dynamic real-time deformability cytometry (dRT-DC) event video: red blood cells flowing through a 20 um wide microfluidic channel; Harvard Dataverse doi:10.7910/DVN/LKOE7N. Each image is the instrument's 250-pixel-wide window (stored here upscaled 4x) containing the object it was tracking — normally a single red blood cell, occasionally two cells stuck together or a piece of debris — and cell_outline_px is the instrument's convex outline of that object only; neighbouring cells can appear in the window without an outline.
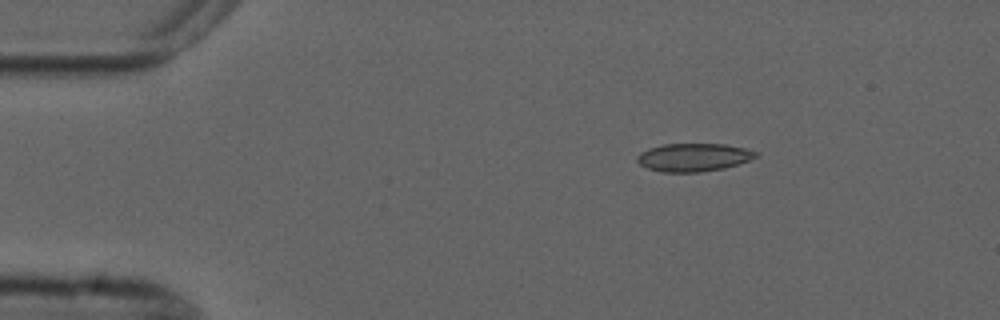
{"species": "common noctule bat (a hibernating species)", "species_latin": "Nyctalus noctula", "temperature_condition": "cold", "stored_images_in_passage": 3, "camera_frame_rate_fps": 3000, "um_per_image_px": 0.085, "animal": {"sex": "male", "forearm_length_mm": 52.5}, "frame": {"image": 1, "passage_image": 1, "time_ms": 0.0, "image_size_px": [1000, 320], "cell_outline_px": [[760, 156], [724, 168], [700, 172], [660, 172], [648, 168], [640, 164], [636, 160], [636, 156], [640, 152], [648, 148], [660, 144], [724, 144], [744, 148], [756, 152]], "centroid_in_image_um": [58.9, 13.37], "position_along_channel_um": 26.1, "area_um2": 19.42}}